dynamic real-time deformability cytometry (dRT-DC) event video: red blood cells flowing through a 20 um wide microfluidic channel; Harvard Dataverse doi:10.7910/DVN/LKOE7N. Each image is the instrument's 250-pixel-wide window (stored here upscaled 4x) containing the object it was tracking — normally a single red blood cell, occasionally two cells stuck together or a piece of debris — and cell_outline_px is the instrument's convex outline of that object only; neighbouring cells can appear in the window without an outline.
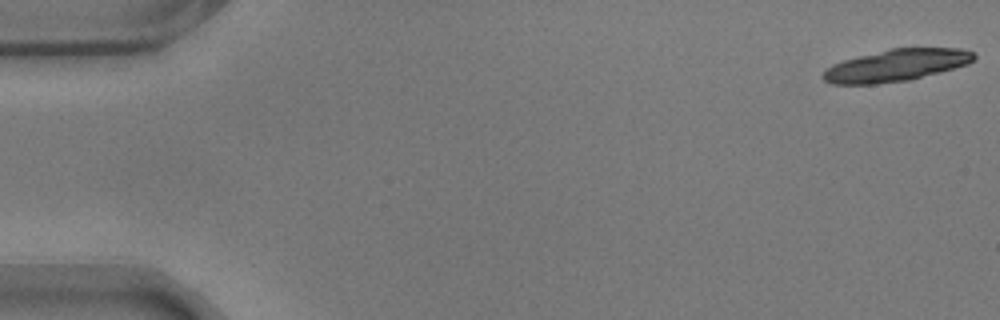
{"species": "common noctule bat (a hibernating species)", "species_latin": "Nyctalus noctula", "temperature_condition": "warm", "stored_images_in_passage": 29, "camera_frame_rate_fps": 3000, "um_per_image_px": 0.085, "animal": {"sex": "male", "body_mass_g": 17.9}, "frame": {"image": 1, "passage_image": 1, "time_ms": 0.0, "image_size_px": [1000, 320], "cell_outline_px": [[976, 56], [968, 64], [940, 72], [908, 80], [876, 84], [832, 84], [824, 80], [820, 76], [832, 64], [844, 60], [892, 48], [960, 48], [976, 52]], "centroid_in_image_um": [76.19, 5.55], "position_along_channel_um": 8.8, "area_um2": 27.92}}